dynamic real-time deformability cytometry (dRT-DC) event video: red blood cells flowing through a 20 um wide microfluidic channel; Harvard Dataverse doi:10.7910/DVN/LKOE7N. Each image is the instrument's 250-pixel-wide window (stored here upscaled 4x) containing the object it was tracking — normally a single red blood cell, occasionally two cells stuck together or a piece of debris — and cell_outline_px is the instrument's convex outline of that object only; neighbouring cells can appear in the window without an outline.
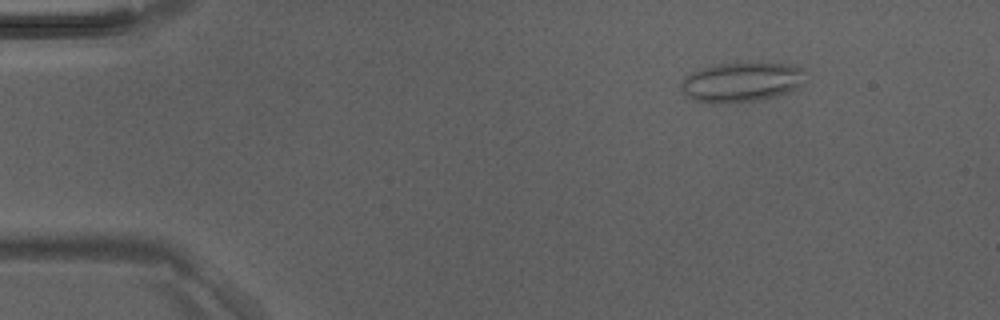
{"species": "Egyptian fruit bat (a non-hibernating species)", "species_latin": "Rousettus aegyptiacus", "temperature_condition": "room temperature", "stored_images_in_passage": 4, "camera_frame_rate_fps": 3000, "um_per_image_px": 0.085, "animal": {"sex": "male"}, "frame": {"image": 1, "passage_image": 2, "time_ms": 0.333, "image_size_px": [1000, 320], "cell_outline_px": [[804, 84], [788, 92], [764, 100], [716, 104], [712, 104], [692, 100], [684, 96], [680, 88], [680, 84], [684, 76], [688, 72], [700, 68], [720, 64], [792, 64], [800, 68], [804, 72]], "centroid_in_image_um": [62.95, 7.01], "position_along_channel_um": 22.0, "area_um2": 29.07}}